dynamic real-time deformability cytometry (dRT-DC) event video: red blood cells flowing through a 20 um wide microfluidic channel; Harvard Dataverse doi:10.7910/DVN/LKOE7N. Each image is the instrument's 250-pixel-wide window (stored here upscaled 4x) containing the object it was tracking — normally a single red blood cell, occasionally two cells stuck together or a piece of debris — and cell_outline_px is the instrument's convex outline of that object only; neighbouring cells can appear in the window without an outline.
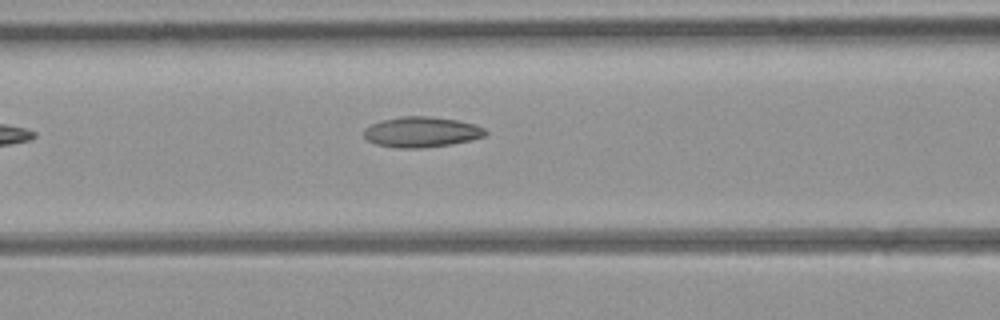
{"species": "common noctule bat (a hibernating species)", "species_latin": "Nyctalus noctula", "temperature_condition": "room temperature", "stored_images_in_passage": 5, "camera_frame_rate_fps": 3000, "um_per_image_px": 0.085, "animal": {"sex": "female", "body_mass_g": 21.9}, "frame": {"image": 1, "passage_image": 5, "time_ms": 4.667, "image_size_px": [1000, 320], "cell_outline_px": [[488, 132], [484, 136], [472, 140], [452, 144], [424, 148], [400, 148], [376, 144], [368, 140], [364, 136], [364, 128], [380, 120], [400, 116], [428, 116], [456, 120], [476, 124], [484, 128]], "centroid_in_image_um": [35.84, 11.22], "position_along_channel_um": 130.8, "area_um2": 21.68}}